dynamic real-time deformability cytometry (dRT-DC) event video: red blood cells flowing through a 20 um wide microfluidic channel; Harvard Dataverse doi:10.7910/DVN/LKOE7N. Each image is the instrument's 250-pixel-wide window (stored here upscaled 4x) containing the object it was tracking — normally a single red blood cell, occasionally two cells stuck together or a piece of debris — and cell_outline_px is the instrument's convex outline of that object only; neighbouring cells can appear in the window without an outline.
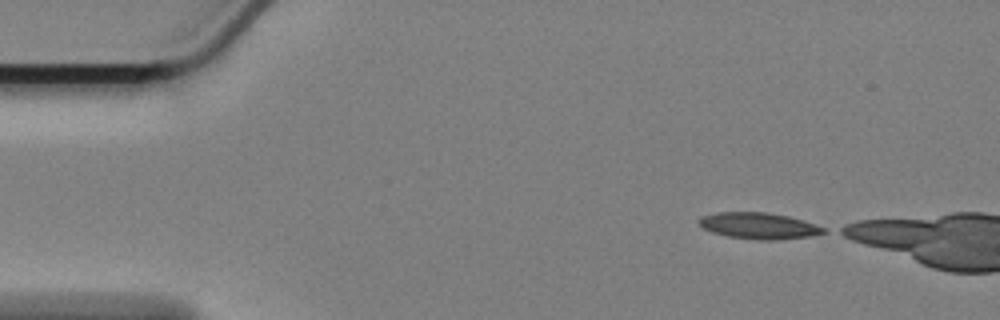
{"species": "Egyptian fruit bat (a non-hibernating species)", "species_latin": "Rousettus aegyptiacus", "temperature_condition": "cold", "stored_images_in_passage": 4, "camera_frame_rate_fps": 3000, "um_per_image_px": 0.085, "animal": {"sex": "female"}, "frame": {"image": 1, "passage_image": 1, "time_ms": 0.0, "image_size_px": [1000, 320], "cell_outline_px": [[828, 232], [812, 236], [776, 240], [760, 240], [728, 236], [712, 232], [704, 228], [700, 224], [700, 220], [704, 216], [716, 212], [764, 212], [788, 216], [824, 228]], "centroid_in_image_um": [64.51, 19.2], "position_along_channel_um": 20.5, "area_um2": 18.73}}